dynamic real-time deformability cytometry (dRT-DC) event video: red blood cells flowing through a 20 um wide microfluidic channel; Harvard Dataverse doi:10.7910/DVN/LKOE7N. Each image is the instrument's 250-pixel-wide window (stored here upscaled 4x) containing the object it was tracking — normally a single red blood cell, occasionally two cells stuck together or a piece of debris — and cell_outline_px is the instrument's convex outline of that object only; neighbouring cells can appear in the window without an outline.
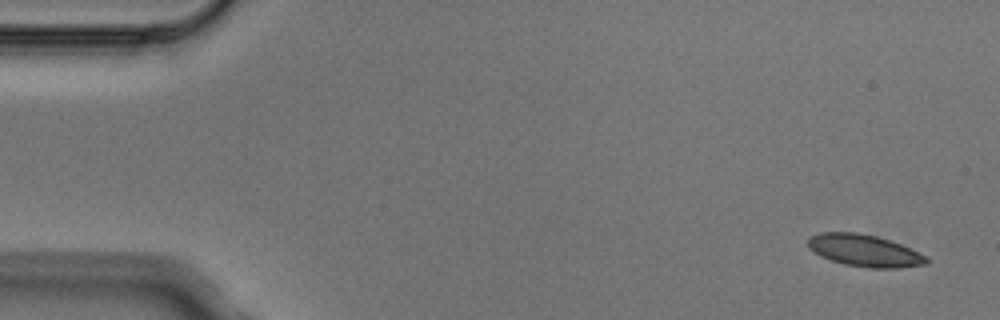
{"species": "Egyptian fruit bat (a non-hibernating species)", "species_latin": "Rousettus aegyptiacus", "temperature_condition": "cold", "stored_images_in_passage": 4, "camera_frame_rate_fps": 3000, "um_per_image_px": 0.085, "animal": {"sex": "male"}, "frame": {"image": 1, "passage_image": 1, "time_ms": 0.0, "image_size_px": [1000, 320], "cell_outline_px": [[928, 264], [896, 268], [868, 268], [844, 264], [820, 256], [808, 248], [808, 236], [820, 232], [856, 232], [876, 236], [900, 244], [928, 256]], "centroid_in_image_um": [73.46, 21.3], "position_along_channel_um": 11.5, "area_um2": 22.14}}